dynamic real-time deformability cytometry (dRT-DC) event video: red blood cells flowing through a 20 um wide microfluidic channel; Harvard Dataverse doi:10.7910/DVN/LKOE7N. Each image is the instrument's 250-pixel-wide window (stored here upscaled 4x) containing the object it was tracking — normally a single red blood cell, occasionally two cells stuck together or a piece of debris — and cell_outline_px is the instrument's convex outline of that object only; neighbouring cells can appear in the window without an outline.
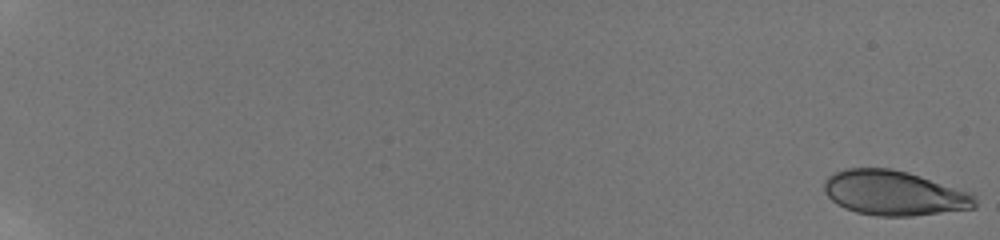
{"species": "human", "species_latin": "Homo sapiens", "temperature_condition": "room temperature", "stored_images_in_passage": 53, "camera_frame_rate_fps": 3000, "um_per_image_px": 0.085, "donor": {"sex": "male"}, "frame": {"image": 1, "passage_image": 1, "time_ms": 0.0, "image_size_px": [1000, 240], "cell_outline_px": [[976, 208], [912, 216], [880, 216], [856, 212], [844, 208], [836, 204], [824, 192], [824, 180], [828, 176], [844, 168], [892, 168], [908, 172], [968, 192], [976, 196]], "centroid_in_image_um": [75.96, 16.41], "position_along_channel_um": 9.0, "area_um2": 39.3}}
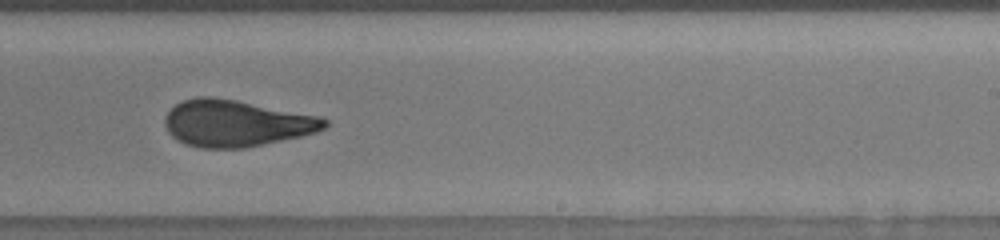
{"frame": {"image": 2, "passage_image": 35, "time_ms": 13.333, "image_size_px": [1000, 240], "cell_outline_px": [[328, 124], [324, 128], [316, 132], [300, 136], [244, 148], [200, 148], [184, 144], [176, 140], [168, 132], [164, 124], [164, 116], [176, 104], [184, 100], [196, 96], [212, 96], [236, 100], [320, 116], [328, 120]], "centroid_in_image_um": [20.03, 10.48], "position_along_channel_um": 269.0, "area_um2": 43.41}}
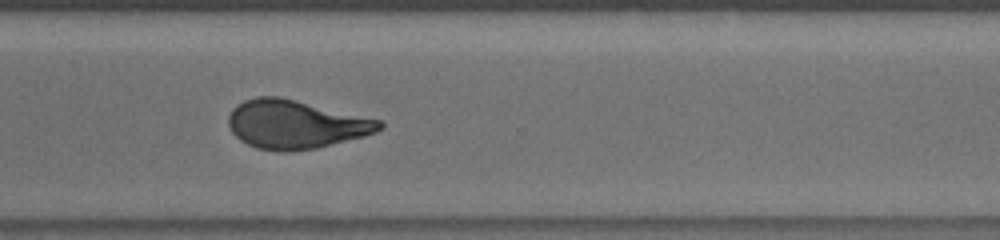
{"frame": {"image": 3, "passage_image": 41, "time_ms": 15.333, "image_size_px": [1000, 240], "cell_outline_px": [[384, 128], [376, 132], [364, 136], [316, 148], [284, 152], [256, 148], [240, 140], [232, 132], [228, 124], [228, 116], [232, 108], [244, 100], [256, 96], [280, 96], [380, 120], [384, 124]], "centroid_in_image_um": [25.1, 10.56], "position_along_channel_um": 345.5, "area_um2": 42.66}}